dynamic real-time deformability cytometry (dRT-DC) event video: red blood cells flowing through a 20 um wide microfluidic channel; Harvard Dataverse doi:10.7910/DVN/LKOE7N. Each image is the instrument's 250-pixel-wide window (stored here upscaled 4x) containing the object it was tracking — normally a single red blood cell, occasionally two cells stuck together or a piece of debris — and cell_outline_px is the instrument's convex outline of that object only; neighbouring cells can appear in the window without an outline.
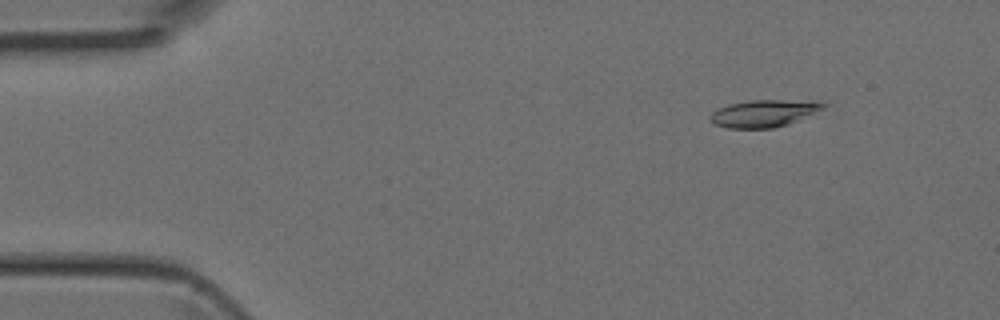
{"species": "Egyptian fruit bat (a non-hibernating species)", "species_latin": "Rousettus aegyptiacus", "temperature_condition": "room temperature", "stored_images_in_passage": 4, "camera_frame_rate_fps": 3000, "um_per_image_px": 0.085, "animal": {"sex": "female"}, "frame": {"image": 1, "passage_image": 2, "time_ms": 0.333, "image_size_px": [1000, 320], "cell_outline_px": [[828, 104], [788, 124], [772, 128], [728, 128], [712, 124], [708, 120], [708, 116], [712, 112], [728, 104], [748, 100], [820, 100]], "centroid_in_image_um": [64.85, 9.62], "position_along_channel_um": 20.2, "area_um2": 17.86}}
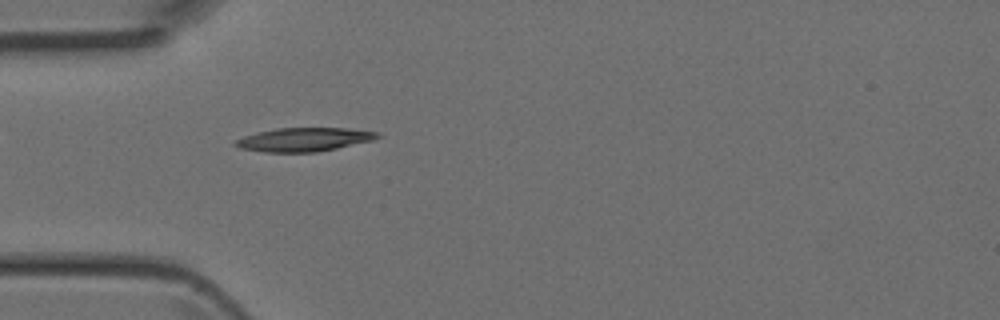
{"frame": {"image": 2, "passage_image": 4, "time_ms": 1.0, "image_size_px": [1000, 320], "cell_outline_px": [[380, 136], [372, 140], [336, 148], [316, 152], [264, 152], [240, 148], [232, 144], [236, 140], [244, 136], [276, 128], [348, 128], [380, 132]], "centroid_in_image_um": [25.84, 11.86], "position_along_channel_um": 59.2, "area_um2": 19.42}}